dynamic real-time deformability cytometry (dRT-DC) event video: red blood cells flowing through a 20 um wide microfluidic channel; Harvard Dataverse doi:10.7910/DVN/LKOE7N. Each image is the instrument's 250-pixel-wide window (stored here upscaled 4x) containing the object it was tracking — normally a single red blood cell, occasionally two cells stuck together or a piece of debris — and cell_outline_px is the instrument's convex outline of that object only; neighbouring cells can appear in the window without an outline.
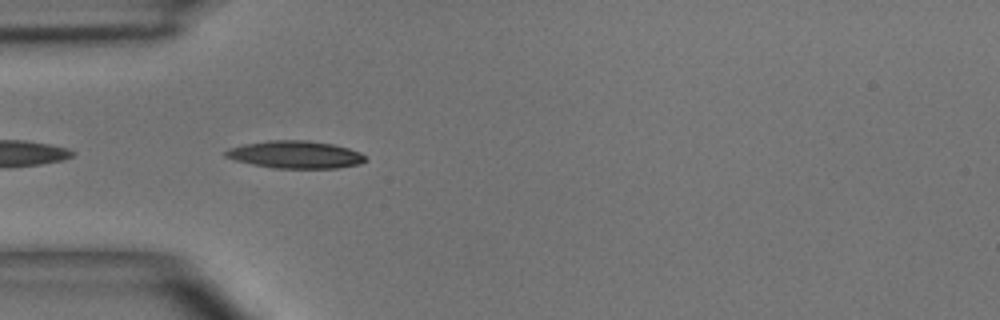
{"species": "common noctule bat (a hibernating species)", "species_latin": "Nyctalus noctula", "temperature_condition": "room temperature", "stored_images_in_passage": 5, "camera_frame_rate_fps": 3000, "um_per_image_px": 0.085, "animal": {"sex": "male", "body_mass_g": 15.6}, "frame": {"image": 1, "passage_image": 4, "time_ms": 3.333, "image_size_px": [1000, 320], "cell_outline_px": [[368, 160], [360, 164], [336, 168], [272, 168], [252, 164], [236, 160], [224, 156], [224, 152], [228, 148], [244, 144], [268, 140], [308, 140], [332, 144], [348, 148], [360, 152]], "centroid_in_image_um": [25.1, 13.14], "position_along_channel_um": 59.9, "area_um2": 22.43}}
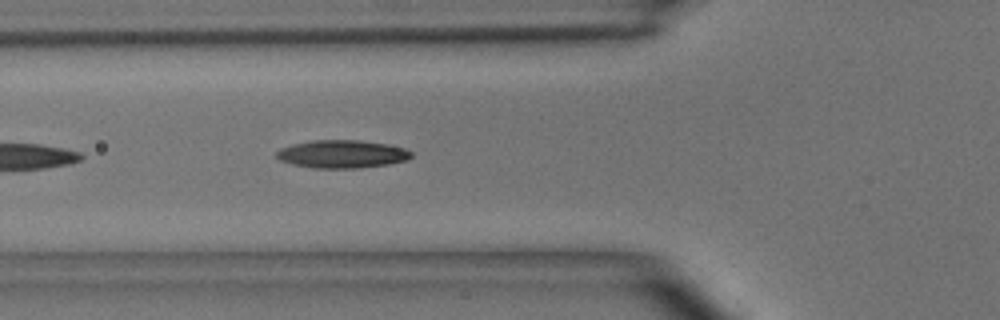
{"frame": {"image": 2, "passage_image": 5, "time_ms": 4.333, "image_size_px": [1000, 320], "cell_outline_px": [[412, 156], [408, 160], [388, 164], [356, 168], [312, 168], [292, 164], [280, 160], [276, 156], [276, 152], [280, 148], [292, 144], [312, 140], [360, 140], [388, 144], [404, 148], [412, 152]], "centroid_in_image_um": [29.07, 13.09], "position_along_channel_um": 96.7, "area_um2": 22.02}}